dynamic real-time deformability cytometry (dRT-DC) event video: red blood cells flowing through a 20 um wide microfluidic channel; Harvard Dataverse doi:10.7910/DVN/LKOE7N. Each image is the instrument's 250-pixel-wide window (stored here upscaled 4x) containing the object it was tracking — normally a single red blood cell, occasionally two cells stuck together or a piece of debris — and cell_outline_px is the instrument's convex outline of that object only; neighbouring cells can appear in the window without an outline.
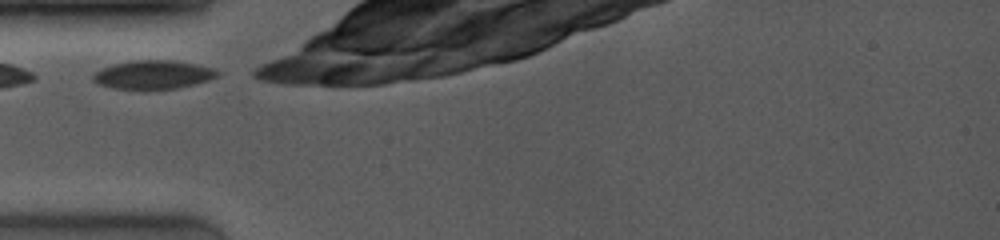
{"species": "common noctule bat (a hibernating species)", "species_latin": "Nyctalus noctula", "temperature_condition": "room temperature", "stored_images_in_passage": 4, "camera_frame_rate_fps": 4000, "um_per_image_px": 0.085, "animal": {"sex": "female", "body_mass_g": 19.0, "forearm_length_mm": 53.3}, "frame": {"image": 1, "passage_image": 1, "time_ms": 0.0, "image_size_px": [1000, 240], "cell_outline_px": [[220, 76], [208, 80], [176, 88], [148, 92], [112, 88], [100, 84], [92, 80], [92, 76], [96, 72], [112, 64], [132, 60], [172, 60], [196, 64], [212, 68], [220, 72]], "centroid_in_image_um": [13.01, 6.38], "position_along_channel_um": 72.0, "area_um2": 21.27}}